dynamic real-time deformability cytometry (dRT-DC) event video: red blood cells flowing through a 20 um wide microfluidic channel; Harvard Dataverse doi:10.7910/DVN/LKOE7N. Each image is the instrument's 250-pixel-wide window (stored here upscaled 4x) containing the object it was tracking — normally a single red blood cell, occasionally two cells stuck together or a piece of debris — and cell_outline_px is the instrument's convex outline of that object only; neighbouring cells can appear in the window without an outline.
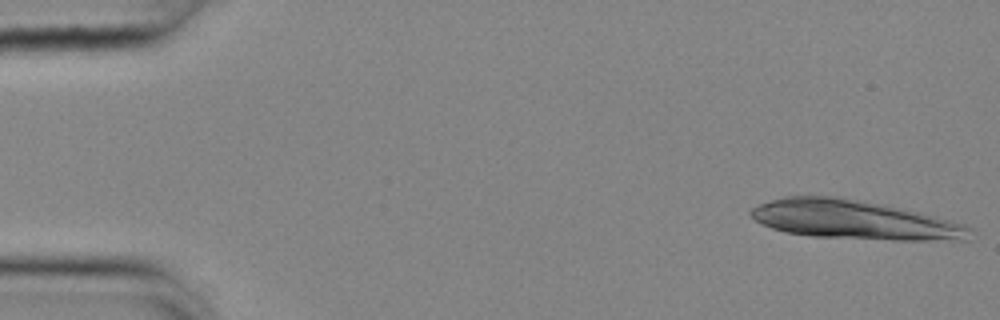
{"species": "common noctule bat (a hibernating species)", "species_latin": "Nyctalus noctula", "temperature_condition": "cold", "stored_images_in_passage": 12, "camera_frame_rate_fps": 3000, "um_per_image_px": 0.085, "animal": {"sex": "female", "body_mass_g": 25.1}, "frame": {"image": 1, "passage_image": 1, "time_ms": 0.0, "image_size_px": [1000, 320], "cell_outline_px": [[972, 228], [968, 240], [892, 240], [812, 236], [784, 232], [772, 228], [756, 220], [748, 212], [752, 208], [760, 204], [784, 196], [836, 196], [884, 204], [920, 212], [936, 216], [964, 224]], "centroid_in_image_um": [72.64, 18.68], "position_along_channel_um": 12.4, "area_um2": 49.71}}